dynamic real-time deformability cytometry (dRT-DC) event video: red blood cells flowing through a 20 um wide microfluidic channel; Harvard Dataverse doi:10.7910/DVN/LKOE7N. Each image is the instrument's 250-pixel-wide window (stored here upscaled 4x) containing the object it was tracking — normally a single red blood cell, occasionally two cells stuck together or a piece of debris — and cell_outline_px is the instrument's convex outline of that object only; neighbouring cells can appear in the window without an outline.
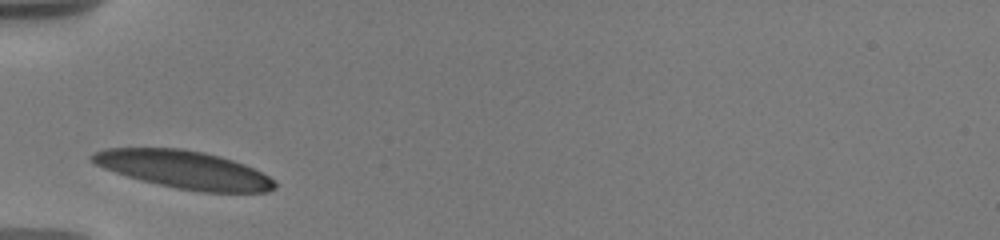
{"species": "human", "species_latin": "Homo sapiens", "temperature_condition": "warm", "stored_images_in_passage": 18, "camera_frame_rate_fps": 3000, "um_per_image_px": 0.085, "donor": {"sex": "male"}, "frame": {"image": 1, "passage_image": 1, "time_ms": 0.0, "image_size_px": [1000, 240], "cell_outline_px": [[276, 188], [268, 192], [204, 192], [176, 188], [128, 176], [104, 168], [96, 164], [88, 156], [92, 152], [104, 148], [180, 148], [204, 152], [220, 156], [244, 164], [268, 176], [276, 184]], "centroid_in_image_um": [15.63, 14.4], "position_along_channel_um": 69.4, "area_um2": 39.82}}
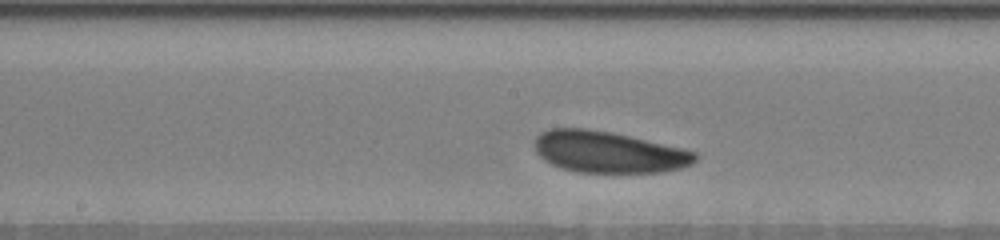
{"frame": {"image": 2, "passage_image": 12, "time_ms": 3.667, "image_size_px": [1000, 240], "cell_outline_px": [[700, 156], [692, 164], [680, 168], [664, 172], [576, 172], [560, 168], [544, 160], [536, 152], [532, 144], [536, 136], [540, 132], [548, 128], [584, 128], [612, 132], [684, 148], [696, 152]], "centroid_in_image_um": [51.7, 12.91], "position_along_channel_um": 196.5, "area_um2": 39.25}}
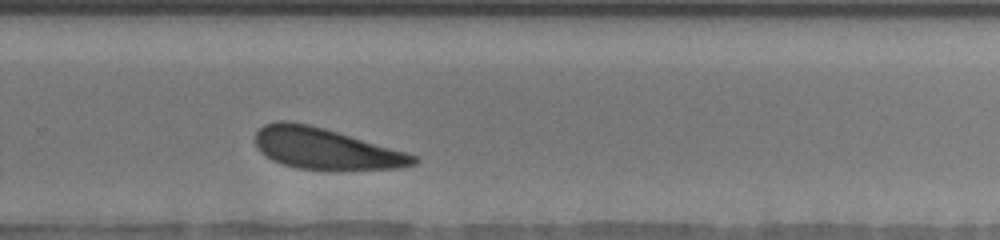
{"frame": {"image": 3, "passage_image": 18, "time_ms": 6.667, "image_size_px": [1000, 240], "cell_outline_px": [[420, 160], [416, 164], [400, 168], [296, 168], [272, 160], [260, 152], [256, 144], [256, 132], [264, 124], [280, 120], [284, 120], [308, 124], [324, 128], [404, 152], [416, 156]], "centroid_in_image_um": [27.62, 12.61], "position_along_channel_um": 302.2, "area_um2": 36.82}}